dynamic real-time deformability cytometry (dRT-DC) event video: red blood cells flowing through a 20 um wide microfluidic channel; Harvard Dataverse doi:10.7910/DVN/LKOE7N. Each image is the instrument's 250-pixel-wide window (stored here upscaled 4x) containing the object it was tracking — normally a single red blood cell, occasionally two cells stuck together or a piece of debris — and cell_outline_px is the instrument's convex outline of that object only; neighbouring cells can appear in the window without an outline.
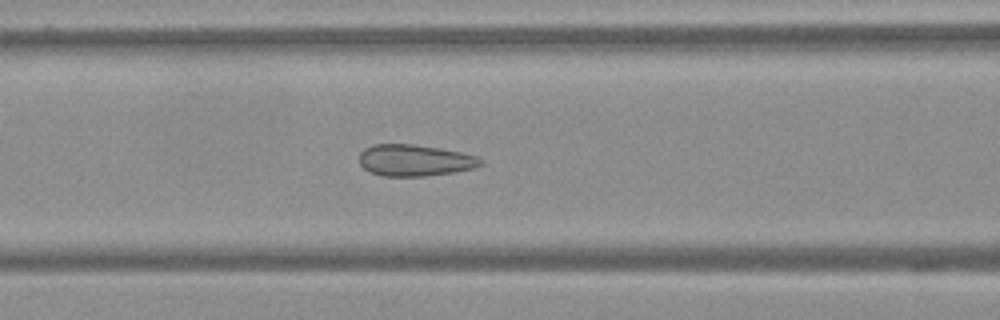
{"species": "Egyptian fruit bat (a non-hibernating species)", "species_latin": "Rousettus aegyptiacus", "temperature_condition": "warm", "stored_images_in_passage": 53, "camera_frame_rate_fps": 3000, "um_per_image_px": 0.085, "frame": {"image": 1, "passage_image": 18, "time_ms": 5.667, "image_size_px": [1000, 320], "cell_outline_px": [[484, 164], [476, 168], [452, 172], [424, 176], [380, 176], [364, 168], [360, 164], [360, 152], [364, 148], [372, 144], [412, 144], [440, 148], [480, 156], [484, 160]], "centroid_in_image_um": [35.3, 13.62], "position_along_channel_um": 131.3, "area_um2": 22.48}}
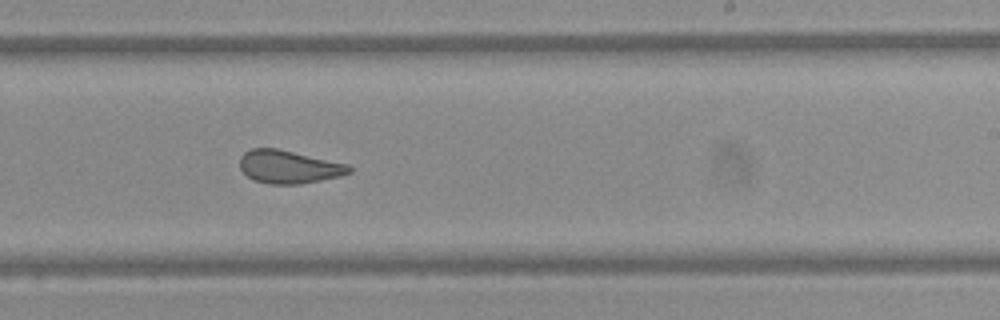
{"frame": {"image": 2, "passage_image": 30, "time_ms": 9.667, "image_size_px": [1000, 320], "cell_outline_px": [[352, 172], [340, 176], [300, 184], [268, 184], [256, 180], [248, 176], [240, 168], [240, 156], [244, 152], [252, 148], [276, 148], [348, 164], [352, 168]], "centroid_in_image_um": [24.55, 14.18], "position_along_channel_um": 264.5, "area_um2": 20.92}}
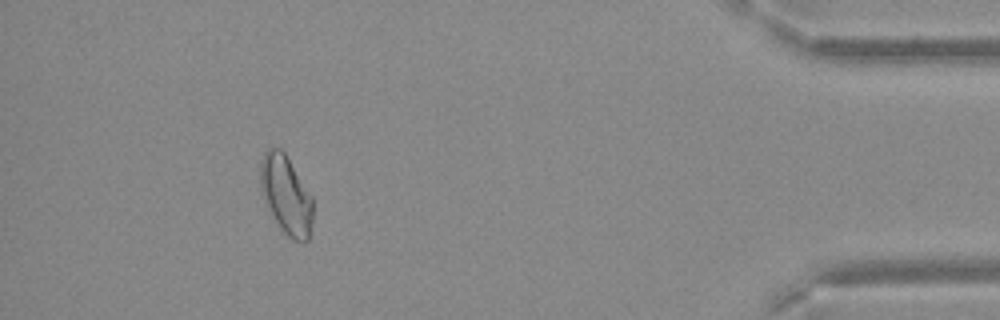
{"frame": {"image": 3, "passage_image": 48, "time_ms": 15.667, "image_size_px": [1000, 320], "cell_outline_px": [[312, 224], [308, 240], [304, 244], [292, 240], [280, 228], [260, 192], [260, 164], [264, 152], [268, 148], [280, 148], [284, 152], [312, 196]], "centroid_in_image_um": [24.32, 16.59], "position_along_channel_um": 410.9, "area_um2": 24.04}}